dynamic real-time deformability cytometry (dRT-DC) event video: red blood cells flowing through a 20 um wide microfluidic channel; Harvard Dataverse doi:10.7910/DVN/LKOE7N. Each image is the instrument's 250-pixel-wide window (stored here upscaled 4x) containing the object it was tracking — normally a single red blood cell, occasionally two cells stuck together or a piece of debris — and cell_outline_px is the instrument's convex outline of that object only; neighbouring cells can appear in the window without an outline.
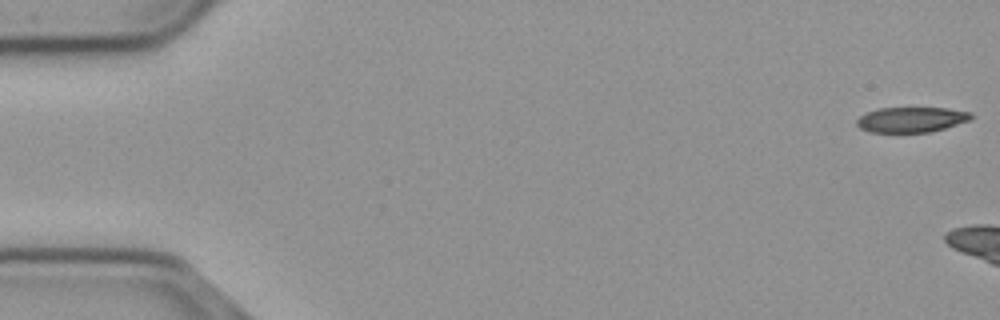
{"species": "common noctule bat (a hibernating species)", "species_latin": "Nyctalus noctula", "temperature_condition": "cold", "stored_images_in_passage": 9, "camera_frame_rate_fps": 3000, "um_per_image_px": 0.085, "animal": {"sex": "male", "body_mass_g": 23.1, "forearm_length_mm": 52.7}, "frame": {"image": 1, "passage_image": 1, "time_ms": 0.0, "image_size_px": [1000, 320], "cell_outline_px": [[972, 116], [968, 120], [944, 128], [928, 132], [868, 132], [860, 128], [856, 124], [856, 120], [860, 116], [876, 108], [948, 108], [972, 112]], "centroid_in_image_um": [77.42, 10.16], "position_along_channel_um": 7.6, "area_um2": 16.7}}